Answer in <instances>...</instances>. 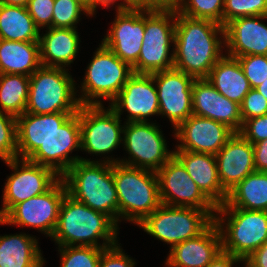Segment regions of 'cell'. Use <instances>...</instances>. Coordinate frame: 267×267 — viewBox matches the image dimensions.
Returning <instances> with one entry per match:
<instances>
[{"label":"cell","instance_id":"1","mask_svg":"<svg viewBox=\"0 0 267 267\" xmlns=\"http://www.w3.org/2000/svg\"><path fill=\"white\" fill-rule=\"evenodd\" d=\"M224 27L208 19L187 17L176 11L174 68L195 79L207 78L224 56Z\"/></svg>","mask_w":267,"mask_h":267},{"label":"cell","instance_id":"2","mask_svg":"<svg viewBox=\"0 0 267 267\" xmlns=\"http://www.w3.org/2000/svg\"><path fill=\"white\" fill-rule=\"evenodd\" d=\"M119 229V225L105 213L93 210L66 194L50 239L58 247L94 246L106 249L119 243Z\"/></svg>","mask_w":267,"mask_h":267},{"label":"cell","instance_id":"3","mask_svg":"<svg viewBox=\"0 0 267 267\" xmlns=\"http://www.w3.org/2000/svg\"><path fill=\"white\" fill-rule=\"evenodd\" d=\"M67 194L93 210L105 213L119 224V204L113 164L77 161L62 176Z\"/></svg>","mask_w":267,"mask_h":267},{"label":"cell","instance_id":"4","mask_svg":"<svg viewBox=\"0 0 267 267\" xmlns=\"http://www.w3.org/2000/svg\"><path fill=\"white\" fill-rule=\"evenodd\" d=\"M113 179L119 204V223L124 219L138 225L161 205L155 171L115 163Z\"/></svg>","mask_w":267,"mask_h":267},{"label":"cell","instance_id":"5","mask_svg":"<svg viewBox=\"0 0 267 267\" xmlns=\"http://www.w3.org/2000/svg\"><path fill=\"white\" fill-rule=\"evenodd\" d=\"M69 69L41 65L30 77L26 113H77L76 82Z\"/></svg>","mask_w":267,"mask_h":267},{"label":"cell","instance_id":"6","mask_svg":"<svg viewBox=\"0 0 267 267\" xmlns=\"http://www.w3.org/2000/svg\"><path fill=\"white\" fill-rule=\"evenodd\" d=\"M214 221L221 233L222 251L242 261L267 241V211L217 207Z\"/></svg>","mask_w":267,"mask_h":267},{"label":"cell","instance_id":"7","mask_svg":"<svg viewBox=\"0 0 267 267\" xmlns=\"http://www.w3.org/2000/svg\"><path fill=\"white\" fill-rule=\"evenodd\" d=\"M93 53L81 87L77 86L81 91L77 96L80 105H103L102 100L105 99L111 102L134 73L128 63L117 57L102 42Z\"/></svg>","mask_w":267,"mask_h":267},{"label":"cell","instance_id":"8","mask_svg":"<svg viewBox=\"0 0 267 267\" xmlns=\"http://www.w3.org/2000/svg\"><path fill=\"white\" fill-rule=\"evenodd\" d=\"M175 26V10L145 9L144 38L138 61L132 66L134 73L153 74L174 68Z\"/></svg>","mask_w":267,"mask_h":267},{"label":"cell","instance_id":"9","mask_svg":"<svg viewBox=\"0 0 267 267\" xmlns=\"http://www.w3.org/2000/svg\"><path fill=\"white\" fill-rule=\"evenodd\" d=\"M214 218L204 209L161 204L139 226L170 248L202 233Z\"/></svg>","mask_w":267,"mask_h":267},{"label":"cell","instance_id":"10","mask_svg":"<svg viewBox=\"0 0 267 267\" xmlns=\"http://www.w3.org/2000/svg\"><path fill=\"white\" fill-rule=\"evenodd\" d=\"M79 122L81 151L91 156L106 155L99 162L119 163L120 158L110 157L108 153L123 144L121 118L109 106L105 109L104 105H80Z\"/></svg>","mask_w":267,"mask_h":267},{"label":"cell","instance_id":"11","mask_svg":"<svg viewBox=\"0 0 267 267\" xmlns=\"http://www.w3.org/2000/svg\"><path fill=\"white\" fill-rule=\"evenodd\" d=\"M159 127L156 120L124 123L123 149L129 157L121 158L119 163L157 172L174 155Z\"/></svg>","mask_w":267,"mask_h":267},{"label":"cell","instance_id":"12","mask_svg":"<svg viewBox=\"0 0 267 267\" xmlns=\"http://www.w3.org/2000/svg\"><path fill=\"white\" fill-rule=\"evenodd\" d=\"M4 163L13 173L4 183L0 219L16 204L48 191L61 178L53 169L28 159L14 158Z\"/></svg>","mask_w":267,"mask_h":267},{"label":"cell","instance_id":"13","mask_svg":"<svg viewBox=\"0 0 267 267\" xmlns=\"http://www.w3.org/2000/svg\"><path fill=\"white\" fill-rule=\"evenodd\" d=\"M67 194L66 185L60 178L45 193L16 204L2 219L1 225L30 227L52 237L58 222L61 203Z\"/></svg>","mask_w":267,"mask_h":267},{"label":"cell","instance_id":"14","mask_svg":"<svg viewBox=\"0 0 267 267\" xmlns=\"http://www.w3.org/2000/svg\"><path fill=\"white\" fill-rule=\"evenodd\" d=\"M156 173L161 204L204 209L215 217L217 207L202 193L174 155Z\"/></svg>","mask_w":267,"mask_h":267},{"label":"cell","instance_id":"15","mask_svg":"<svg viewBox=\"0 0 267 267\" xmlns=\"http://www.w3.org/2000/svg\"><path fill=\"white\" fill-rule=\"evenodd\" d=\"M81 150L79 110L71 115L28 160L53 169L60 177L77 161H98L70 156L73 151Z\"/></svg>","mask_w":267,"mask_h":267},{"label":"cell","instance_id":"16","mask_svg":"<svg viewBox=\"0 0 267 267\" xmlns=\"http://www.w3.org/2000/svg\"><path fill=\"white\" fill-rule=\"evenodd\" d=\"M156 84L159 112L175 130L192 114V86L195 78L175 68L151 74Z\"/></svg>","mask_w":267,"mask_h":267},{"label":"cell","instance_id":"17","mask_svg":"<svg viewBox=\"0 0 267 267\" xmlns=\"http://www.w3.org/2000/svg\"><path fill=\"white\" fill-rule=\"evenodd\" d=\"M120 118L127 111L128 122H150L160 115L156 84L151 74L133 73L108 105Z\"/></svg>","mask_w":267,"mask_h":267},{"label":"cell","instance_id":"18","mask_svg":"<svg viewBox=\"0 0 267 267\" xmlns=\"http://www.w3.org/2000/svg\"><path fill=\"white\" fill-rule=\"evenodd\" d=\"M112 22L102 43L131 67L138 61L145 30V9L133 6L115 10Z\"/></svg>","mask_w":267,"mask_h":267},{"label":"cell","instance_id":"19","mask_svg":"<svg viewBox=\"0 0 267 267\" xmlns=\"http://www.w3.org/2000/svg\"><path fill=\"white\" fill-rule=\"evenodd\" d=\"M172 133L179 143L174 150L216 155L235 132L221 122L192 114Z\"/></svg>","mask_w":267,"mask_h":267},{"label":"cell","instance_id":"20","mask_svg":"<svg viewBox=\"0 0 267 267\" xmlns=\"http://www.w3.org/2000/svg\"><path fill=\"white\" fill-rule=\"evenodd\" d=\"M267 16L236 18L224 26L225 54L237 58L267 55ZM227 48V49H226Z\"/></svg>","mask_w":267,"mask_h":267},{"label":"cell","instance_id":"21","mask_svg":"<svg viewBox=\"0 0 267 267\" xmlns=\"http://www.w3.org/2000/svg\"><path fill=\"white\" fill-rule=\"evenodd\" d=\"M192 100L193 115L221 122L234 132L241 130L240 105L219 93L207 78L194 80Z\"/></svg>","mask_w":267,"mask_h":267},{"label":"cell","instance_id":"22","mask_svg":"<svg viewBox=\"0 0 267 267\" xmlns=\"http://www.w3.org/2000/svg\"><path fill=\"white\" fill-rule=\"evenodd\" d=\"M220 184L228 193L250 173L254 166V148L239 132H235L215 155Z\"/></svg>","mask_w":267,"mask_h":267},{"label":"cell","instance_id":"23","mask_svg":"<svg viewBox=\"0 0 267 267\" xmlns=\"http://www.w3.org/2000/svg\"><path fill=\"white\" fill-rule=\"evenodd\" d=\"M221 251V233L213 221L196 237L172 246L165 261L171 267H206Z\"/></svg>","mask_w":267,"mask_h":267},{"label":"cell","instance_id":"24","mask_svg":"<svg viewBox=\"0 0 267 267\" xmlns=\"http://www.w3.org/2000/svg\"><path fill=\"white\" fill-rule=\"evenodd\" d=\"M75 113H24L17 121V158L28 159Z\"/></svg>","mask_w":267,"mask_h":267},{"label":"cell","instance_id":"25","mask_svg":"<svg viewBox=\"0 0 267 267\" xmlns=\"http://www.w3.org/2000/svg\"><path fill=\"white\" fill-rule=\"evenodd\" d=\"M188 175L202 193L216 206L223 205L228 193L220 184L216 157L213 154L173 150Z\"/></svg>","mask_w":267,"mask_h":267},{"label":"cell","instance_id":"26","mask_svg":"<svg viewBox=\"0 0 267 267\" xmlns=\"http://www.w3.org/2000/svg\"><path fill=\"white\" fill-rule=\"evenodd\" d=\"M76 28H46L40 34V60L43 66L69 68L76 60L80 47V34Z\"/></svg>","mask_w":267,"mask_h":267},{"label":"cell","instance_id":"27","mask_svg":"<svg viewBox=\"0 0 267 267\" xmlns=\"http://www.w3.org/2000/svg\"><path fill=\"white\" fill-rule=\"evenodd\" d=\"M30 234L0 235V267H44L46 261Z\"/></svg>","mask_w":267,"mask_h":267},{"label":"cell","instance_id":"28","mask_svg":"<svg viewBox=\"0 0 267 267\" xmlns=\"http://www.w3.org/2000/svg\"><path fill=\"white\" fill-rule=\"evenodd\" d=\"M207 79L219 93L239 105L252 89L238 59L226 54L212 67Z\"/></svg>","mask_w":267,"mask_h":267},{"label":"cell","instance_id":"29","mask_svg":"<svg viewBox=\"0 0 267 267\" xmlns=\"http://www.w3.org/2000/svg\"><path fill=\"white\" fill-rule=\"evenodd\" d=\"M41 65L39 41L0 39V74L30 77Z\"/></svg>","mask_w":267,"mask_h":267},{"label":"cell","instance_id":"30","mask_svg":"<svg viewBox=\"0 0 267 267\" xmlns=\"http://www.w3.org/2000/svg\"><path fill=\"white\" fill-rule=\"evenodd\" d=\"M218 207L267 211V172L250 173L228 192L225 203Z\"/></svg>","mask_w":267,"mask_h":267},{"label":"cell","instance_id":"31","mask_svg":"<svg viewBox=\"0 0 267 267\" xmlns=\"http://www.w3.org/2000/svg\"><path fill=\"white\" fill-rule=\"evenodd\" d=\"M40 31L26 7L0 4V39L39 41Z\"/></svg>","mask_w":267,"mask_h":267},{"label":"cell","instance_id":"32","mask_svg":"<svg viewBox=\"0 0 267 267\" xmlns=\"http://www.w3.org/2000/svg\"><path fill=\"white\" fill-rule=\"evenodd\" d=\"M29 76L0 74V111L17 118L25 113L29 94Z\"/></svg>","mask_w":267,"mask_h":267},{"label":"cell","instance_id":"33","mask_svg":"<svg viewBox=\"0 0 267 267\" xmlns=\"http://www.w3.org/2000/svg\"><path fill=\"white\" fill-rule=\"evenodd\" d=\"M224 0H181L180 14L195 19H208L223 26Z\"/></svg>","mask_w":267,"mask_h":267},{"label":"cell","instance_id":"34","mask_svg":"<svg viewBox=\"0 0 267 267\" xmlns=\"http://www.w3.org/2000/svg\"><path fill=\"white\" fill-rule=\"evenodd\" d=\"M103 250L94 246L58 247L60 267H99Z\"/></svg>","mask_w":267,"mask_h":267},{"label":"cell","instance_id":"35","mask_svg":"<svg viewBox=\"0 0 267 267\" xmlns=\"http://www.w3.org/2000/svg\"><path fill=\"white\" fill-rule=\"evenodd\" d=\"M52 14L53 28H77L81 15L93 17L87 7L78 0H55Z\"/></svg>","mask_w":267,"mask_h":267},{"label":"cell","instance_id":"36","mask_svg":"<svg viewBox=\"0 0 267 267\" xmlns=\"http://www.w3.org/2000/svg\"><path fill=\"white\" fill-rule=\"evenodd\" d=\"M259 15L267 16V0H224L223 27L236 18Z\"/></svg>","mask_w":267,"mask_h":267},{"label":"cell","instance_id":"37","mask_svg":"<svg viewBox=\"0 0 267 267\" xmlns=\"http://www.w3.org/2000/svg\"><path fill=\"white\" fill-rule=\"evenodd\" d=\"M17 158V121L12 115L0 111V159Z\"/></svg>","mask_w":267,"mask_h":267},{"label":"cell","instance_id":"38","mask_svg":"<svg viewBox=\"0 0 267 267\" xmlns=\"http://www.w3.org/2000/svg\"><path fill=\"white\" fill-rule=\"evenodd\" d=\"M251 88L267 79V55H247L237 57Z\"/></svg>","mask_w":267,"mask_h":267},{"label":"cell","instance_id":"39","mask_svg":"<svg viewBox=\"0 0 267 267\" xmlns=\"http://www.w3.org/2000/svg\"><path fill=\"white\" fill-rule=\"evenodd\" d=\"M54 1L55 0H28L26 6L27 11L40 30L52 27Z\"/></svg>","mask_w":267,"mask_h":267},{"label":"cell","instance_id":"40","mask_svg":"<svg viewBox=\"0 0 267 267\" xmlns=\"http://www.w3.org/2000/svg\"><path fill=\"white\" fill-rule=\"evenodd\" d=\"M242 121L267 115V99L252 88L240 104Z\"/></svg>","mask_w":267,"mask_h":267},{"label":"cell","instance_id":"41","mask_svg":"<svg viewBox=\"0 0 267 267\" xmlns=\"http://www.w3.org/2000/svg\"><path fill=\"white\" fill-rule=\"evenodd\" d=\"M120 244L117 243L102 251L99 267H134L137 264L134 258L123 252Z\"/></svg>","mask_w":267,"mask_h":267},{"label":"cell","instance_id":"42","mask_svg":"<svg viewBox=\"0 0 267 267\" xmlns=\"http://www.w3.org/2000/svg\"><path fill=\"white\" fill-rule=\"evenodd\" d=\"M239 133L251 144L267 139V115L245 120Z\"/></svg>","mask_w":267,"mask_h":267},{"label":"cell","instance_id":"43","mask_svg":"<svg viewBox=\"0 0 267 267\" xmlns=\"http://www.w3.org/2000/svg\"><path fill=\"white\" fill-rule=\"evenodd\" d=\"M254 148V166L259 172H267V139L256 142Z\"/></svg>","mask_w":267,"mask_h":267},{"label":"cell","instance_id":"44","mask_svg":"<svg viewBox=\"0 0 267 267\" xmlns=\"http://www.w3.org/2000/svg\"><path fill=\"white\" fill-rule=\"evenodd\" d=\"M245 267H267V241L243 261Z\"/></svg>","mask_w":267,"mask_h":267},{"label":"cell","instance_id":"45","mask_svg":"<svg viewBox=\"0 0 267 267\" xmlns=\"http://www.w3.org/2000/svg\"><path fill=\"white\" fill-rule=\"evenodd\" d=\"M119 0H90L89 1V12L92 16L96 15L97 7L101 4L106 9L111 8V5ZM121 2L117 3L114 7L116 10H127L133 7V5L128 0H120Z\"/></svg>","mask_w":267,"mask_h":267},{"label":"cell","instance_id":"46","mask_svg":"<svg viewBox=\"0 0 267 267\" xmlns=\"http://www.w3.org/2000/svg\"><path fill=\"white\" fill-rule=\"evenodd\" d=\"M243 261L232 254L221 251L206 267H233Z\"/></svg>","mask_w":267,"mask_h":267},{"label":"cell","instance_id":"47","mask_svg":"<svg viewBox=\"0 0 267 267\" xmlns=\"http://www.w3.org/2000/svg\"><path fill=\"white\" fill-rule=\"evenodd\" d=\"M181 0H145L146 10H177Z\"/></svg>","mask_w":267,"mask_h":267},{"label":"cell","instance_id":"48","mask_svg":"<svg viewBox=\"0 0 267 267\" xmlns=\"http://www.w3.org/2000/svg\"><path fill=\"white\" fill-rule=\"evenodd\" d=\"M28 0H0V4L8 6H21L26 7Z\"/></svg>","mask_w":267,"mask_h":267},{"label":"cell","instance_id":"49","mask_svg":"<svg viewBox=\"0 0 267 267\" xmlns=\"http://www.w3.org/2000/svg\"><path fill=\"white\" fill-rule=\"evenodd\" d=\"M254 89L261 93V95H263L265 99H267V79Z\"/></svg>","mask_w":267,"mask_h":267},{"label":"cell","instance_id":"50","mask_svg":"<svg viewBox=\"0 0 267 267\" xmlns=\"http://www.w3.org/2000/svg\"><path fill=\"white\" fill-rule=\"evenodd\" d=\"M133 6L145 9V0H128Z\"/></svg>","mask_w":267,"mask_h":267},{"label":"cell","instance_id":"51","mask_svg":"<svg viewBox=\"0 0 267 267\" xmlns=\"http://www.w3.org/2000/svg\"><path fill=\"white\" fill-rule=\"evenodd\" d=\"M78 1L82 2L87 7V9L89 11V1L90 0H78Z\"/></svg>","mask_w":267,"mask_h":267},{"label":"cell","instance_id":"52","mask_svg":"<svg viewBox=\"0 0 267 267\" xmlns=\"http://www.w3.org/2000/svg\"><path fill=\"white\" fill-rule=\"evenodd\" d=\"M166 267H171L166 261L164 262Z\"/></svg>","mask_w":267,"mask_h":267}]
</instances>
